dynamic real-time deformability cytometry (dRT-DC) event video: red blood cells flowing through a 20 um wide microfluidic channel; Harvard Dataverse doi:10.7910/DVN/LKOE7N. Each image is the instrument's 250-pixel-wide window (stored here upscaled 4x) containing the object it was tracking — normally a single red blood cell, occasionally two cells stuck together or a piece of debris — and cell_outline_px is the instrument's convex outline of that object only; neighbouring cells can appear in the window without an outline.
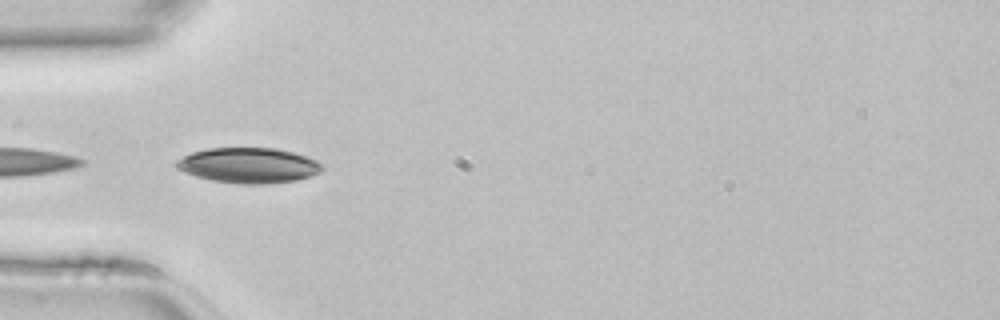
{"species": "common noctule bat (a hibernating species)", "species_latin": "Nyctalus noctula", "temperature_condition": "room temperature", "stored_images_in_passage": 34, "camera_frame_rate_fps": 3000, "um_per_image_px": 0.085, "animal": {"sex": "female", "body_mass_g": 22.7, "forearm_length_mm": 54.2}, "frame": {"image": 1, "passage_image": 14, "time_ms": 4.333, "image_size_px": [1000, 320], "cell_outline_px": [[324, 168], [320, 172], [296, 180], [268, 184], [240, 184], [212, 180], [196, 176], [184, 172], [176, 168], [172, 164], [176, 160], [192, 152], [208, 148], [276, 148], [292, 152], [316, 160]], "centroid_in_image_um": [21.08, 14.06], "position_along_channel_um": 63.9, "area_um2": 29.94}}